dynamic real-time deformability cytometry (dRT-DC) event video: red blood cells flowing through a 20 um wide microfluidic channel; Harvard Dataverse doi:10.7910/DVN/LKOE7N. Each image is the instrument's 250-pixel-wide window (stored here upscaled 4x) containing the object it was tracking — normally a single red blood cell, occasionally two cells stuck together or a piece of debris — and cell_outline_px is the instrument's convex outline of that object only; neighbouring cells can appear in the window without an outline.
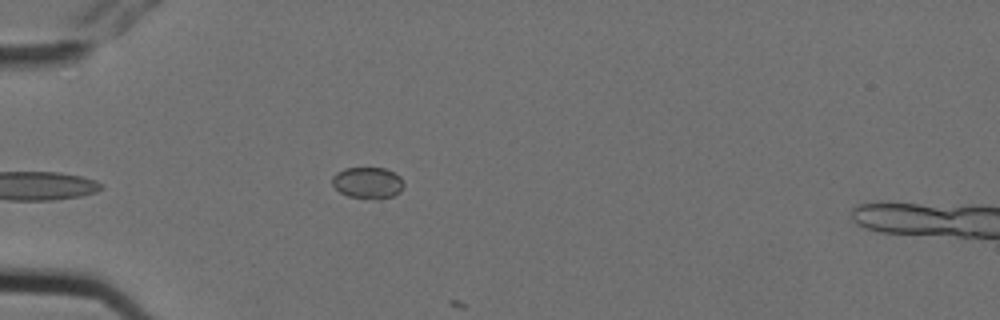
{"species": "Egyptian fruit bat (a non-hibernating species)", "species_latin": "Rousettus aegyptiacus", "temperature_condition": "cold", "stored_images_in_passage": 6, "camera_frame_rate_fps": 3000, "um_per_image_px": 0.085, "animal": {"sex": "female"}, "frame": {"image": 1, "passage_image": 5, "time_ms": 1.333, "image_size_px": [1000, 320], "cell_outline_px": [[404, 188], [400, 192], [392, 196], [380, 200], [376, 200], [348, 196], [340, 192], [332, 184], [332, 176], [336, 172], [344, 168], [384, 168], [400, 176], [404, 184]], "centroid_in_image_um": [31.26, 15.55], "position_along_channel_um": 53.7, "area_um2": 13.29}}